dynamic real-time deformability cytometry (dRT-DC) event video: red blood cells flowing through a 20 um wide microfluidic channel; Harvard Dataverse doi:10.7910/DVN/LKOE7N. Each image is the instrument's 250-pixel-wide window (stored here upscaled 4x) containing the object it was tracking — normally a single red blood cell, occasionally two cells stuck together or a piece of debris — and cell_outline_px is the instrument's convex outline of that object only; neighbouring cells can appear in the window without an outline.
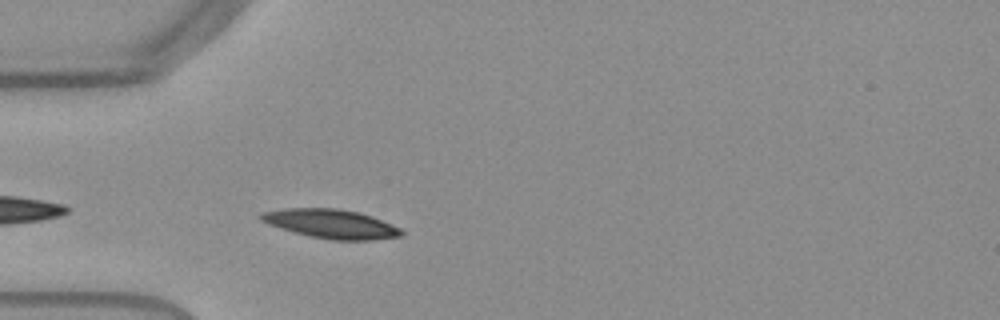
{"species": "Egyptian fruit bat (a non-hibernating species)", "species_latin": "Rousettus aegyptiacus", "temperature_condition": "warm", "stored_images_in_passage": 14, "camera_frame_rate_fps": 3000, "um_per_image_px": 0.085, "frame": {"image": 1, "passage_image": 3, "time_ms": 0.667, "image_size_px": [1000, 320], "cell_outline_px": [[404, 236], [372, 240], [332, 240], [312, 236], [280, 228], [268, 224], [260, 220], [256, 216], [260, 212], [284, 208], [340, 208], [360, 212], [372, 216], [392, 224], [400, 228], [404, 232]], "centroid_in_image_um": [28.14, 19.01], "position_along_channel_um": 56.9, "area_um2": 23.99}}
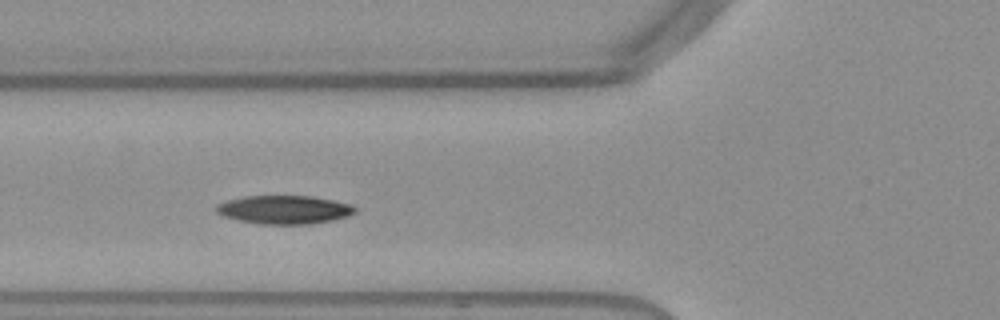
{"frame": {"image": 2, "passage_image": 7, "time_ms": 2.0, "image_size_px": [1000, 320], "cell_outline_px": [[356, 212], [348, 216], [332, 220], [308, 224], [260, 224], [240, 220], [224, 216], [216, 212], [212, 208], [216, 204], [228, 200], [244, 196], [312, 196], [352, 204], [356, 208]], "centroid_in_image_um": [24.14, 17.82], "position_along_channel_um": 101.7, "area_um2": 23.06}}
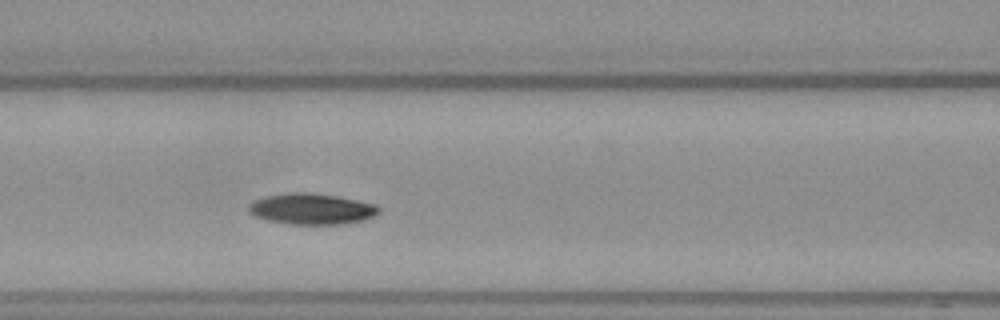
{"frame": {"image": 3, "passage_image": 10, "time_ms": 3.0, "image_size_px": [1000, 320], "cell_outline_px": [[380, 212], [364, 220], [340, 224], [288, 224], [268, 220], [256, 216], [248, 212], [248, 204], [264, 196], [288, 192], [308, 192], [336, 196], [376, 204], [380, 208]], "centroid_in_image_um": [26.47, 17.75], "position_along_channel_um": 140.1, "area_um2": 23.47}}